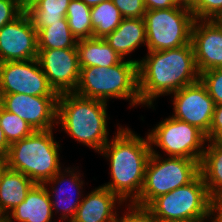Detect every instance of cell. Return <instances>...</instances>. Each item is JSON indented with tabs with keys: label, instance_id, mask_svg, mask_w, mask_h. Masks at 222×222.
<instances>
[{
	"label": "cell",
	"instance_id": "obj_32",
	"mask_svg": "<svg viewBox=\"0 0 222 222\" xmlns=\"http://www.w3.org/2000/svg\"><path fill=\"white\" fill-rule=\"evenodd\" d=\"M123 18H144L147 11L144 0H112Z\"/></svg>",
	"mask_w": 222,
	"mask_h": 222
},
{
	"label": "cell",
	"instance_id": "obj_11",
	"mask_svg": "<svg viewBox=\"0 0 222 222\" xmlns=\"http://www.w3.org/2000/svg\"><path fill=\"white\" fill-rule=\"evenodd\" d=\"M172 97V117L197 127L208 140L215 104L201 81L181 88Z\"/></svg>",
	"mask_w": 222,
	"mask_h": 222
},
{
	"label": "cell",
	"instance_id": "obj_41",
	"mask_svg": "<svg viewBox=\"0 0 222 222\" xmlns=\"http://www.w3.org/2000/svg\"><path fill=\"white\" fill-rule=\"evenodd\" d=\"M5 168H6V162H0V176Z\"/></svg>",
	"mask_w": 222,
	"mask_h": 222
},
{
	"label": "cell",
	"instance_id": "obj_18",
	"mask_svg": "<svg viewBox=\"0 0 222 222\" xmlns=\"http://www.w3.org/2000/svg\"><path fill=\"white\" fill-rule=\"evenodd\" d=\"M53 213L47 187L35 184L25 200L5 216V222H50Z\"/></svg>",
	"mask_w": 222,
	"mask_h": 222
},
{
	"label": "cell",
	"instance_id": "obj_15",
	"mask_svg": "<svg viewBox=\"0 0 222 222\" xmlns=\"http://www.w3.org/2000/svg\"><path fill=\"white\" fill-rule=\"evenodd\" d=\"M191 43L199 74L222 68V20L195 19L191 30Z\"/></svg>",
	"mask_w": 222,
	"mask_h": 222
},
{
	"label": "cell",
	"instance_id": "obj_37",
	"mask_svg": "<svg viewBox=\"0 0 222 222\" xmlns=\"http://www.w3.org/2000/svg\"><path fill=\"white\" fill-rule=\"evenodd\" d=\"M196 0H176L178 6L191 10L195 6Z\"/></svg>",
	"mask_w": 222,
	"mask_h": 222
},
{
	"label": "cell",
	"instance_id": "obj_42",
	"mask_svg": "<svg viewBox=\"0 0 222 222\" xmlns=\"http://www.w3.org/2000/svg\"><path fill=\"white\" fill-rule=\"evenodd\" d=\"M212 220H210L211 222H222L214 213H213Z\"/></svg>",
	"mask_w": 222,
	"mask_h": 222
},
{
	"label": "cell",
	"instance_id": "obj_25",
	"mask_svg": "<svg viewBox=\"0 0 222 222\" xmlns=\"http://www.w3.org/2000/svg\"><path fill=\"white\" fill-rule=\"evenodd\" d=\"M122 20L123 16L112 0L91 7L93 38H105L119 26Z\"/></svg>",
	"mask_w": 222,
	"mask_h": 222
},
{
	"label": "cell",
	"instance_id": "obj_22",
	"mask_svg": "<svg viewBox=\"0 0 222 222\" xmlns=\"http://www.w3.org/2000/svg\"><path fill=\"white\" fill-rule=\"evenodd\" d=\"M200 162V174L207 187L210 199L215 202L222 198V147L207 140Z\"/></svg>",
	"mask_w": 222,
	"mask_h": 222
},
{
	"label": "cell",
	"instance_id": "obj_31",
	"mask_svg": "<svg viewBox=\"0 0 222 222\" xmlns=\"http://www.w3.org/2000/svg\"><path fill=\"white\" fill-rule=\"evenodd\" d=\"M25 11V5L20 0H0V29Z\"/></svg>",
	"mask_w": 222,
	"mask_h": 222
},
{
	"label": "cell",
	"instance_id": "obj_23",
	"mask_svg": "<svg viewBox=\"0 0 222 222\" xmlns=\"http://www.w3.org/2000/svg\"><path fill=\"white\" fill-rule=\"evenodd\" d=\"M71 0H29L25 11L30 16L37 32L52 23L61 22L66 17Z\"/></svg>",
	"mask_w": 222,
	"mask_h": 222
},
{
	"label": "cell",
	"instance_id": "obj_6",
	"mask_svg": "<svg viewBox=\"0 0 222 222\" xmlns=\"http://www.w3.org/2000/svg\"><path fill=\"white\" fill-rule=\"evenodd\" d=\"M154 148L148 159L144 183L139 198L134 202L148 206L155 198L185 186L200 174V163L196 160L173 157H162Z\"/></svg>",
	"mask_w": 222,
	"mask_h": 222
},
{
	"label": "cell",
	"instance_id": "obj_17",
	"mask_svg": "<svg viewBox=\"0 0 222 222\" xmlns=\"http://www.w3.org/2000/svg\"><path fill=\"white\" fill-rule=\"evenodd\" d=\"M123 203L109 189L99 186L83 196L71 222H117V207Z\"/></svg>",
	"mask_w": 222,
	"mask_h": 222
},
{
	"label": "cell",
	"instance_id": "obj_24",
	"mask_svg": "<svg viewBox=\"0 0 222 222\" xmlns=\"http://www.w3.org/2000/svg\"><path fill=\"white\" fill-rule=\"evenodd\" d=\"M38 50L67 49L77 46V39L73 36L66 17L61 22L52 23L37 32Z\"/></svg>",
	"mask_w": 222,
	"mask_h": 222
},
{
	"label": "cell",
	"instance_id": "obj_1",
	"mask_svg": "<svg viewBox=\"0 0 222 222\" xmlns=\"http://www.w3.org/2000/svg\"><path fill=\"white\" fill-rule=\"evenodd\" d=\"M138 63L141 105L155 109L154 101L199 81L192 43L164 51H147ZM156 98V99H155Z\"/></svg>",
	"mask_w": 222,
	"mask_h": 222
},
{
	"label": "cell",
	"instance_id": "obj_45",
	"mask_svg": "<svg viewBox=\"0 0 222 222\" xmlns=\"http://www.w3.org/2000/svg\"><path fill=\"white\" fill-rule=\"evenodd\" d=\"M24 5L29 1V0H20Z\"/></svg>",
	"mask_w": 222,
	"mask_h": 222
},
{
	"label": "cell",
	"instance_id": "obj_27",
	"mask_svg": "<svg viewBox=\"0 0 222 222\" xmlns=\"http://www.w3.org/2000/svg\"><path fill=\"white\" fill-rule=\"evenodd\" d=\"M0 126L11 145L32 134L35 130L18 115L5 110L0 105Z\"/></svg>",
	"mask_w": 222,
	"mask_h": 222
},
{
	"label": "cell",
	"instance_id": "obj_33",
	"mask_svg": "<svg viewBox=\"0 0 222 222\" xmlns=\"http://www.w3.org/2000/svg\"><path fill=\"white\" fill-rule=\"evenodd\" d=\"M220 129H222V104L215 105L208 140H210Z\"/></svg>",
	"mask_w": 222,
	"mask_h": 222
},
{
	"label": "cell",
	"instance_id": "obj_44",
	"mask_svg": "<svg viewBox=\"0 0 222 222\" xmlns=\"http://www.w3.org/2000/svg\"><path fill=\"white\" fill-rule=\"evenodd\" d=\"M0 162H5V158L0 155Z\"/></svg>",
	"mask_w": 222,
	"mask_h": 222
},
{
	"label": "cell",
	"instance_id": "obj_34",
	"mask_svg": "<svg viewBox=\"0 0 222 222\" xmlns=\"http://www.w3.org/2000/svg\"><path fill=\"white\" fill-rule=\"evenodd\" d=\"M144 4L147 10L178 7L176 0H144Z\"/></svg>",
	"mask_w": 222,
	"mask_h": 222
},
{
	"label": "cell",
	"instance_id": "obj_30",
	"mask_svg": "<svg viewBox=\"0 0 222 222\" xmlns=\"http://www.w3.org/2000/svg\"><path fill=\"white\" fill-rule=\"evenodd\" d=\"M128 211L123 216L118 215L117 222H156V217L147 206L138 205L134 202L128 203Z\"/></svg>",
	"mask_w": 222,
	"mask_h": 222
},
{
	"label": "cell",
	"instance_id": "obj_21",
	"mask_svg": "<svg viewBox=\"0 0 222 222\" xmlns=\"http://www.w3.org/2000/svg\"><path fill=\"white\" fill-rule=\"evenodd\" d=\"M80 67H110L123 59L104 38H89L77 41Z\"/></svg>",
	"mask_w": 222,
	"mask_h": 222
},
{
	"label": "cell",
	"instance_id": "obj_8",
	"mask_svg": "<svg viewBox=\"0 0 222 222\" xmlns=\"http://www.w3.org/2000/svg\"><path fill=\"white\" fill-rule=\"evenodd\" d=\"M191 10L178 6L147 10L144 15L148 51H164L191 42L194 22Z\"/></svg>",
	"mask_w": 222,
	"mask_h": 222
},
{
	"label": "cell",
	"instance_id": "obj_16",
	"mask_svg": "<svg viewBox=\"0 0 222 222\" xmlns=\"http://www.w3.org/2000/svg\"><path fill=\"white\" fill-rule=\"evenodd\" d=\"M74 169L65 167V169L60 170L55 176L43 183L45 187L51 186V188L49 187L50 190L47 188V192L50 197L52 210L57 214L61 210L60 214H62L59 215V219L65 222L66 220L71 222L83 197L82 188L85 183L84 180L80 179L82 177L80 171H76V167ZM66 182L70 185L71 192H68V188L64 187L65 184L67 185ZM74 193L77 199L74 198Z\"/></svg>",
	"mask_w": 222,
	"mask_h": 222
},
{
	"label": "cell",
	"instance_id": "obj_26",
	"mask_svg": "<svg viewBox=\"0 0 222 222\" xmlns=\"http://www.w3.org/2000/svg\"><path fill=\"white\" fill-rule=\"evenodd\" d=\"M69 28L77 40L93 38L91 7L82 0H71L66 12Z\"/></svg>",
	"mask_w": 222,
	"mask_h": 222
},
{
	"label": "cell",
	"instance_id": "obj_14",
	"mask_svg": "<svg viewBox=\"0 0 222 222\" xmlns=\"http://www.w3.org/2000/svg\"><path fill=\"white\" fill-rule=\"evenodd\" d=\"M58 96L0 94V105L18 115L34 130H51L57 125Z\"/></svg>",
	"mask_w": 222,
	"mask_h": 222
},
{
	"label": "cell",
	"instance_id": "obj_5",
	"mask_svg": "<svg viewBox=\"0 0 222 222\" xmlns=\"http://www.w3.org/2000/svg\"><path fill=\"white\" fill-rule=\"evenodd\" d=\"M53 130H35L32 134L10 145L4 157L6 167L28 176L35 184L55 176L60 166V144Z\"/></svg>",
	"mask_w": 222,
	"mask_h": 222
},
{
	"label": "cell",
	"instance_id": "obj_9",
	"mask_svg": "<svg viewBox=\"0 0 222 222\" xmlns=\"http://www.w3.org/2000/svg\"><path fill=\"white\" fill-rule=\"evenodd\" d=\"M147 135L151 148L156 146L168 156L184 157L199 163L207 144V137L201 130L172 116L156 124Z\"/></svg>",
	"mask_w": 222,
	"mask_h": 222
},
{
	"label": "cell",
	"instance_id": "obj_20",
	"mask_svg": "<svg viewBox=\"0 0 222 222\" xmlns=\"http://www.w3.org/2000/svg\"><path fill=\"white\" fill-rule=\"evenodd\" d=\"M34 185L28 176L6 167L0 176V213L8 215L25 200Z\"/></svg>",
	"mask_w": 222,
	"mask_h": 222
},
{
	"label": "cell",
	"instance_id": "obj_3",
	"mask_svg": "<svg viewBox=\"0 0 222 222\" xmlns=\"http://www.w3.org/2000/svg\"><path fill=\"white\" fill-rule=\"evenodd\" d=\"M107 102L84 98L74 92L61 93L57 103V125L72 139L95 152L109 141Z\"/></svg>",
	"mask_w": 222,
	"mask_h": 222
},
{
	"label": "cell",
	"instance_id": "obj_43",
	"mask_svg": "<svg viewBox=\"0 0 222 222\" xmlns=\"http://www.w3.org/2000/svg\"><path fill=\"white\" fill-rule=\"evenodd\" d=\"M0 222H5V217L0 213Z\"/></svg>",
	"mask_w": 222,
	"mask_h": 222
},
{
	"label": "cell",
	"instance_id": "obj_19",
	"mask_svg": "<svg viewBox=\"0 0 222 222\" xmlns=\"http://www.w3.org/2000/svg\"><path fill=\"white\" fill-rule=\"evenodd\" d=\"M104 40L122 59H126L125 56L130 55L142 44H147L144 18H123L119 26Z\"/></svg>",
	"mask_w": 222,
	"mask_h": 222
},
{
	"label": "cell",
	"instance_id": "obj_7",
	"mask_svg": "<svg viewBox=\"0 0 222 222\" xmlns=\"http://www.w3.org/2000/svg\"><path fill=\"white\" fill-rule=\"evenodd\" d=\"M147 207L159 219L206 222L212 219L214 202L199 174L189 184L155 198Z\"/></svg>",
	"mask_w": 222,
	"mask_h": 222
},
{
	"label": "cell",
	"instance_id": "obj_10",
	"mask_svg": "<svg viewBox=\"0 0 222 222\" xmlns=\"http://www.w3.org/2000/svg\"><path fill=\"white\" fill-rule=\"evenodd\" d=\"M59 96L49 85L38 59L0 63V94Z\"/></svg>",
	"mask_w": 222,
	"mask_h": 222
},
{
	"label": "cell",
	"instance_id": "obj_35",
	"mask_svg": "<svg viewBox=\"0 0 222 222\" xmlns=\"http://www.w3.org/2000/svg\"><path fill=\"white\" fill-rule=\"evenodd\" d=\"M10 148V144L8 143L4 131L1 129L0 126V155L2 157H5L7 155V152Z\"/></svg>",
	"mask_w": 222,
	"mask_h": 222
},
{
	"label": "cell",
	"instance_id": "obj_2",
	"mask_svg": "<svg viewBox=\"0 0 222 222\" xmlns=\"http://www.w3.org/2000/svg\"><path fill=\"white\" fill-rule=\"evenodd\" d=\"M110 162L112 181L101 185L123 202H135L140 195L145 168L151 154L148 135L141 138L130 128L119 126L116 135L99 152Z\"/></svg>",
	"mask_w": 222,
	"mask_h": 222
},
{
	"label": "cell",
	"instance_id": "obj_40",
	"mask_svg": "<svg viewBox=\"0 0 222 222\" xmlns=\"http://www.w3.org/2000/svg\"><path fill=\"white\" fill-rule=\"evenodd\" d=\"M156 222H188V221H185V220H167V219L156 218Z\"/></svg>",
	"mask_w": 222,
	"mask_h": 222
},
{
	"label": "cell",
	"instance_id": "obj_36",
	"mask_svg": "<svg viewBox=\"0 0 222 222\" xmlns=\"http://www.w3.org/2000/svg\"><path fill=\"white\" fill-rule=\"evenodd\" d=\"M213 213L222 221V198L214 202Z\"/></svg>",
	"mask_w": 222,
	"mask_h": 222
},
{
	"label": "cell",
	"instance_id": "obj_39",
	"mask_svg": "<svg viewBox=\"0 0 222 222\" xmlns=\"http://www.w3.org/2000/svg\"><path fill=\"white\" fill-rule=\"evenodd\" d=\"M82 1H84L88 6L93 7L108 0H82Z\"/></svg>",
	"mask_w": 222,
	"mask_h": 222
},
{
	"label": "cell",
	"instance_id": "obj_38",
	"mask_svg": "<svg viewBox=\"0 0 222 222\" xmlns=\"http://www.w3.org/2000/svg\"><path fill=\"white\" fill-rule=\"evenodd\" d=\"M214 144L222 147V129H220L211 139Z\"/></svg>",
	"mask_w": 222,
	"mask_h": 222
},
{
	"label": "cell",
	"instance_id": "obj_4",
	"mask_svg": "<svg viewBox=\"0 0 222 222\" xmlns=\"http://www.w3.org/2000/svg\"><path fill=\"white\" fill-rule=\"evenodd\" d=\"M141 59H123L110 67H80V79L74 93L78 96L107 102L128 100L130 106L141 104L138 89V63Z\"/></svg>",
	"mask_w": 222,
	"mask_h": 222
},
{
	"label": "cell",
	"instance_id": "obj_28",
	"mask_svg": "<svg viewBox=\"0 0 222 222\" xmlns=\"http://www.w3.org/2000/svg\"><path fill=\"white\" fill-rule=\"evenodd\" d=\"M199 80L206 87L215 105L222 104V68L200 73Z\"/></svg>",
	"mask_w": 222,
	"mask_h": 222
},
{
	"label": "cell",
	"instance_id": "obj_12",
	"mask_svg": "<svg viewBox=\"0 0 222 222\" xmlns=\"http://www.w3.org/2000/svg\"><path fill=\"white\" fill-rule=\"evenodd\" d=\"M38 58L37 30L26 11L0 29V63Z\"/></svg>",
	"mask_w": 222,
	"mask_h": 222
},
{
	"label": "cell",
	"instance_id": "obj_13",
	"mask_svg": "<svg viewBox=\"0 0 222 222\" xmlns=\"http://www.w3.org/2000/svg\"><path fill=\"white\" fill-rule=\"evenodd\" d=\"M38 61L49 85L58 94L74 92L80 79L77 46L67 49L38 50Z\"/></svg>",
	"mask_w": 222,
	"mask_h": 222
},
{
	"label": "cell",
	"instance_id": "obj_29",
	"mask_svg": "<svg viewBox=\"0 0 222 222\" xmlns=\"http://www.w3.org/2000/svg\"><path fill=\"white\" fill-rule=\"evenodd\" d=\"M191 12L194 19L222 20V0H196Z\"/></svg>",
	"mask_w": 222,
	"mask_h": 222
}]
</instances>
